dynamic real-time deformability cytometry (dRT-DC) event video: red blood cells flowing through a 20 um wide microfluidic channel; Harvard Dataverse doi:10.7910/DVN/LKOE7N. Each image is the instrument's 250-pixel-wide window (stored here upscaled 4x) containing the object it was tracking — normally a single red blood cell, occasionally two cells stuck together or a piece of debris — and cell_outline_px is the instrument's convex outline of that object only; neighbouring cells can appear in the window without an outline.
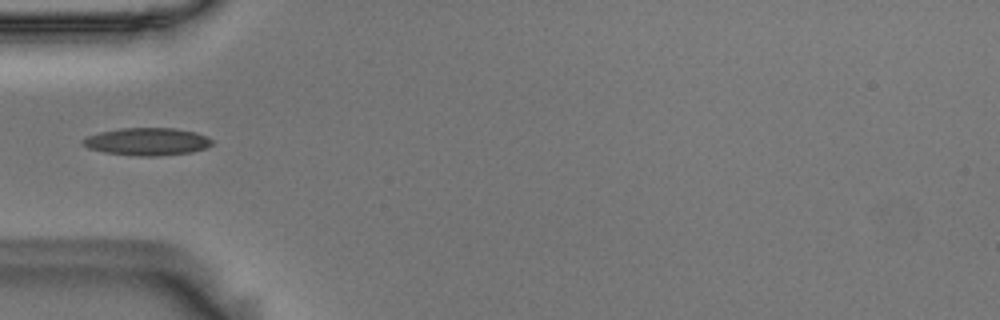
{"species": "Egyptian fruit bat (a non-hibernating species)", "species_latin": "Rousettus aegyptiacus", "temperature_condition": "room temperature", "stored_images_in_passage": 38, "camera_frame_rate_fps": 3000, "um_per_image_px": 0.085, "animal": {"sex": "male"}, "frame": {"image": 1, "passage_image": 1, "time_ms": 0.0, "image_size_px": [1000, 320], "cell_outline_px": [[212, 144], [204, 148], [192, 152], [160, 156], [140, 156], [104, 152], [88, 148], [80, 140], [88, 136], [100, 132], [120, 128], [176, 128], [196, 132], [212, 140]], "centroid_in_image_um": [12.5, 12.03], "position_along_channel_um": 72.5, "area_um2": 20.63}}
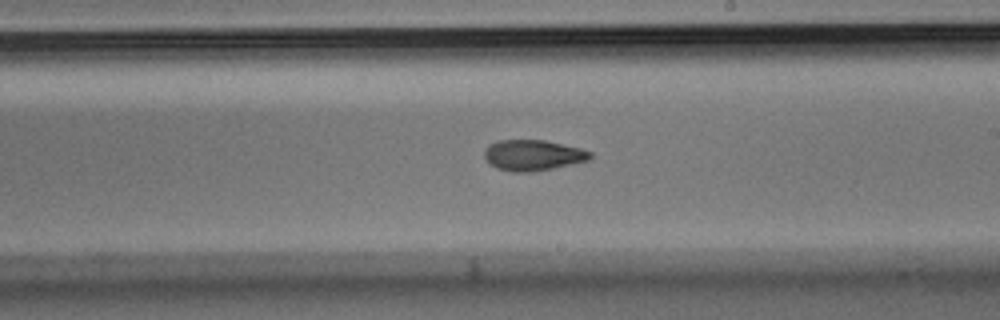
{"frame": {"image": 2, "passage_image": 15, "time_ms": 4.667, "image_size_px": [1000, 320], "cell_outline_px": [[592, 156], [588, 160], [552, 168], [532, 172], [512, 172], [496, 168], [484, 156], [484, 148], [488, 144], [500, 140], [544, 140], [580, 148], [592, 152]], "centroid_in_image_um": [45.27, 13.19], "position_along_channel_um": 243.7, "area_um2": 18.84}}
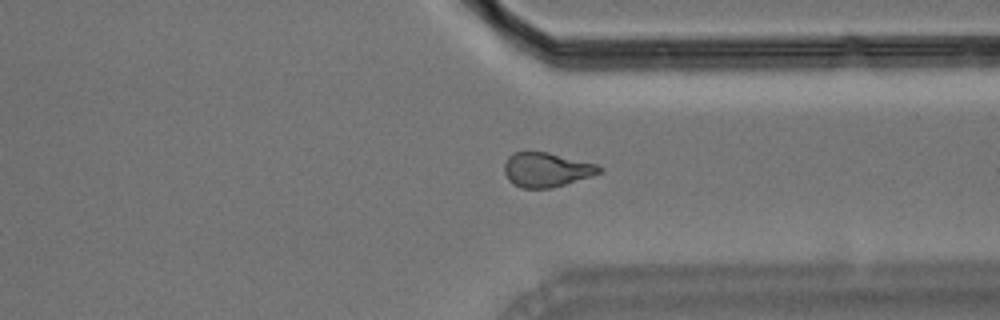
{"frame": {"image": 3, "passage_image": 25, "time_ms": 8.0, "image_size_px": [1000, 320], "cell_outline_px": [[604, 168], [600, 172], [592, 176], [552, 188], [520, 188], [512, 184], [508, 180], [504, 172], [504, 164], [508, 156], [512, 152], [548, 152], [596, 164]], "centroid_in_image_um": [46.42, 14.43], "position_along_channel_um": 365.0, "area_um2": 19.13}}